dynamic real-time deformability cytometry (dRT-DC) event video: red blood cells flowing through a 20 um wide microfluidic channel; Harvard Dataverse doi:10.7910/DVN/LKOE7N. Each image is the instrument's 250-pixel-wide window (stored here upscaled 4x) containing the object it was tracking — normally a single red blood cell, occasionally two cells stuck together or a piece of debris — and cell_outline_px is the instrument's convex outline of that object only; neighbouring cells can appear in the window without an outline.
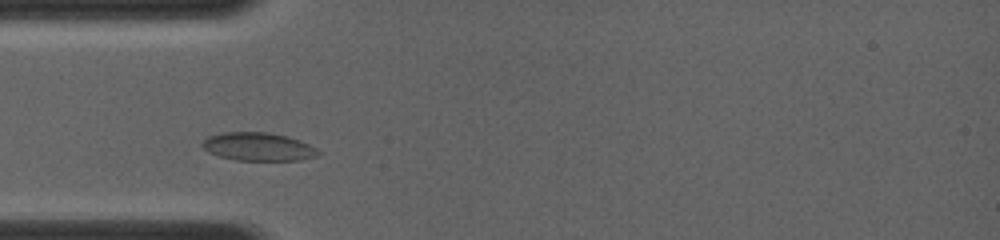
{"species": "common noctule bat (a hibernating species)", "species_latin": "Nyctalus noctula", "temperature_condition": "room temperature", "stored_images_in_passage": 24, "camera_frame_rate_fps": 4000, "um_per_image_px": 0.085, "animal": {"sex": "female", "body_mass_g": 19.0, "forearm_length_mm": 56.7}, "frame": {"image": 1, "passage_image": 2, "time_ms": 0.75, "image_size_px": [1000, 240], "cell_outline_px": [[320, 152], [316, 156], [300, 160], [236, 160], [220, 156], [208, 152], [200, 144], [208, 136], [224, 132], [268, 132], [288, 136], [300, 140], [316, 148]], "centroid_in_image_um": [21.94, 12.46], "position_along_channel_um": 63.1, "area_um2": 19.02}}
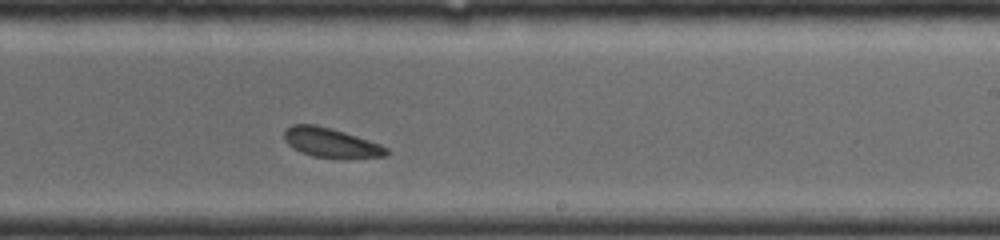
{"frame": {"image": 2, "passage_image": 11, "time_ms": 5.25, "image_size_px": [1000, 240], "cell_outline_px": [[392, 152], [388, 156], [312, 156], [300, 152], [288, 144], [284, 140], [284, 132], [292, 124], [316, 124], [344, 132], [380, 144], [388, 148]], "centroid_in_image_um": [28.1, 12.09], "position_along_channel_um": 260.9, "area_um2": 16.94}}
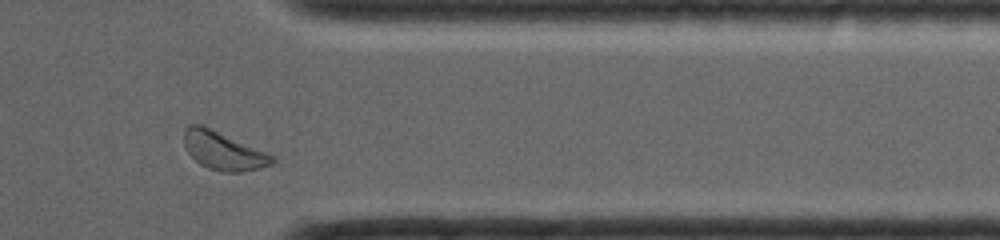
{"frame": {"image": 3, "passage_image": 21, "time_ms": 8.25, "image_size_px": [1000, 240], "cell_outline_px": [[276, 160], [272, 164], [260, 168], [240, 172], [224, 172], [208, 168], [200, 164], [188, 152], [184, 144], [184, 128], [192, 124], [200, 124], [268, 152], [276, 156]], "centroid_in_image_um": [19.01, 12.82], "position_along_channel_um": 392.4, "area_um2": 19.59}}